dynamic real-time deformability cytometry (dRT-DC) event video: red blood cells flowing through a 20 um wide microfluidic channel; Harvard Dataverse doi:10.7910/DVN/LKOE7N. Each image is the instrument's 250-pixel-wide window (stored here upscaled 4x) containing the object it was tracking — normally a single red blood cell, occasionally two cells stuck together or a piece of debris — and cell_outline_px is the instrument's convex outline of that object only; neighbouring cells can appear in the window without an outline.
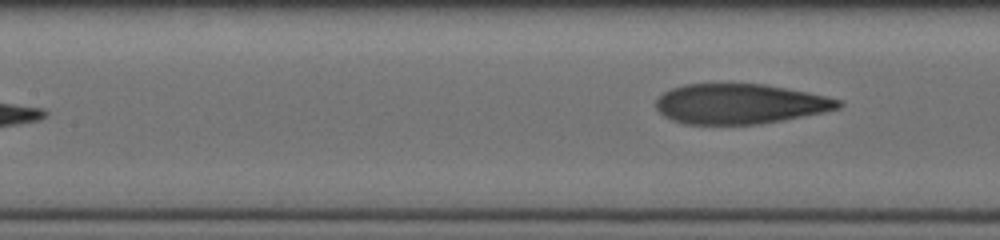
{"species": "human", "species_latin": "Homo sapiens", "temperature_condition": "cold", "stored_images_in_passage": 15, "segment_of_instrument_passage": [2, 2], "camera_frame_rate_fps": 3000, "um_per_image_px": 0.085, "donor": {"sex": "male"}, "frame": {"image": 1, "passage_image": 15, "time_ms": 6.333, "image_size_px": [1000, 240], "cell_outline_px": [[844, 104], [840, 108], [824, 112], [784, 120], [760, 124], [684, 124], [672, 120], [664, 116], [656, 108], [656, 100], [664, 92], [672, 88], [684, 84], [764, 84], [808, 92], [840, 100]], "centroid_in_image_um": [62.9, 8.83], "position_along_channel_um": 144.5, "area_um2": 42.54}}